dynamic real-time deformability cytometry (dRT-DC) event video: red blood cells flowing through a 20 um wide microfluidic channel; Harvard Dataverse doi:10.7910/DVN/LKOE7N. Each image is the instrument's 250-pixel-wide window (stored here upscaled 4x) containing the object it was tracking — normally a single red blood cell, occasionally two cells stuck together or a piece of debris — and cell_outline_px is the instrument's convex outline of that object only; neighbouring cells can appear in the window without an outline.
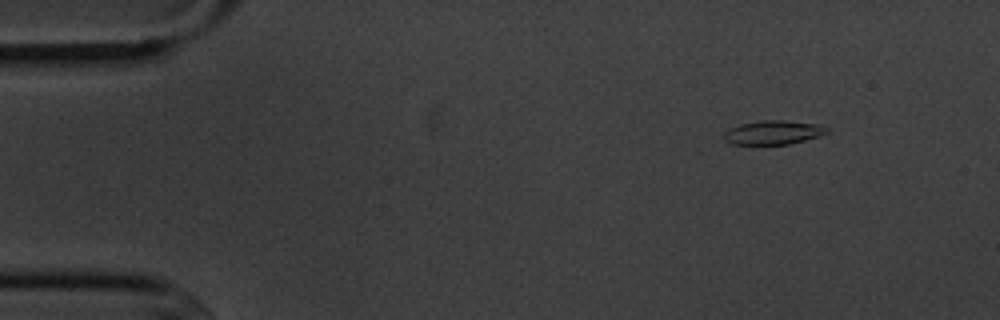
{"species": "common noctule bat (a hibernating species)", "species_latin": "Nyctalus noctula", "temperature_condition": "cold", "stored_images_in_passage": 11, "camera_frame_rate_fps": 3000, "um_per_image_px": 0.085, "animal": {"sex": "male", "body_mass_g": 20.1, "forearm_length_mm": 53.5}, "frame": {"image": 1, "passage_image": 2, "time_ms": 2.0, "image_size_px": [1000, 320], "cell_outline_px": [[828, 132], [820, 136], [788, 144], [732, 144], [724, 140], [724, 132], [740, 124], [764, 120], [784, 120], [816, 124], [828, 128]], "centroid_in_image_um": [65.72, 11.26], "position_along_channel_um": 19.3, "area_um2": 14.16}}
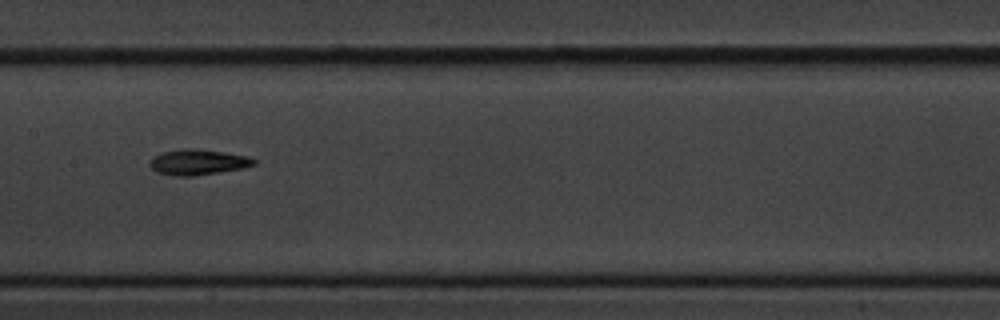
{"frame": {"image": 2, "passage_image": 8, "time_ms": 9.0, "image_size_px": [1000, 320], "cell_outline_px": [[256, 164], [244, 168], [220, 172], [192, 176], [176, 176], [156, 172], [148, 164], [148, 160], [152, 156], [164, 152], [184, 148], [196, 148], [224, 152], [248, 156], [256, 160]], "centroid_in_image_um": [16.81, 13.78], "position_along_channel_um": 190.6, "area_um2": 15.66}}
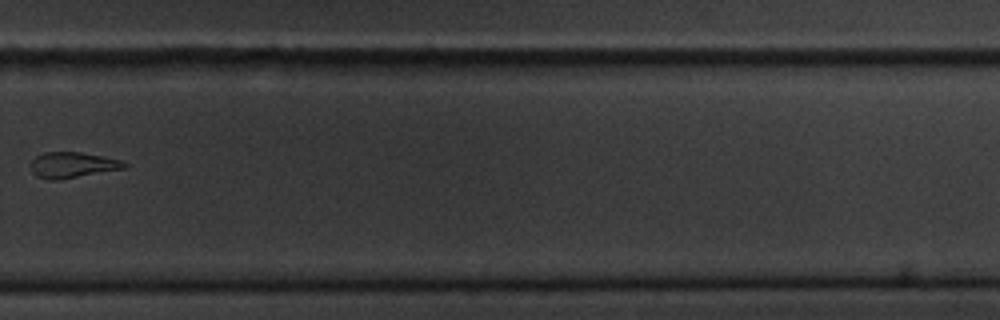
{"frame": {"image": 3, "passage_image": 11, "time_ms": 12.667, "image_size_px": [1000, 320], "cell_outline_px": [[128, 164], [124, 168], [56, 180], [48, 180], [36, 176], [32, 172], [28, 164], [36, 156], [44, 152], [80, 152], [120, 160]], "centroid_in_image_um": [6.07, 14.02], "position_along_channel_um": 323.7, "area_um2": 13.87}}